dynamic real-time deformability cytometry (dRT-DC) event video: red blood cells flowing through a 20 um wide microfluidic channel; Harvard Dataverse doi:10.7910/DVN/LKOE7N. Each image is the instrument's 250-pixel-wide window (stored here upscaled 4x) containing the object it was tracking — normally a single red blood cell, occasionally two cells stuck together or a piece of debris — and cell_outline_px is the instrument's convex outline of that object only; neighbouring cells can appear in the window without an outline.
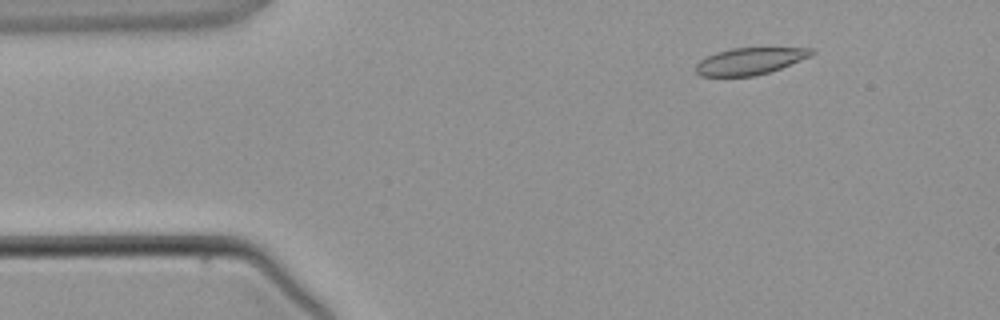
{"species": "common noctule bat (a hibernating species)", "species_latin": "Nyctalus noctula", "temperature_condition": "warm", "stored_images_in_passage": 3, "camera_frame_rate_fps": 3000, "um_per_image_px": 0.085, "animal": {"sex": "male", "body_mass_g": 21.5, "forearm_length_mm": 52.0}, "frame": {"image": 1, "passage_image": 2, "time_ms": 1.333, "image_size_px": [1000, 320], "cell_outline_px": [[816, 52], [812, 56], [780, 68], [756, 76], [700, 76], [696, 72], [696, 64], [700, 60], [716, 52], [732, 48], [812, 48]], "centroid_in_image_um": [63.75, 5.19], "position_along_channel_um": 21.2, "area_um2": 18.03}}
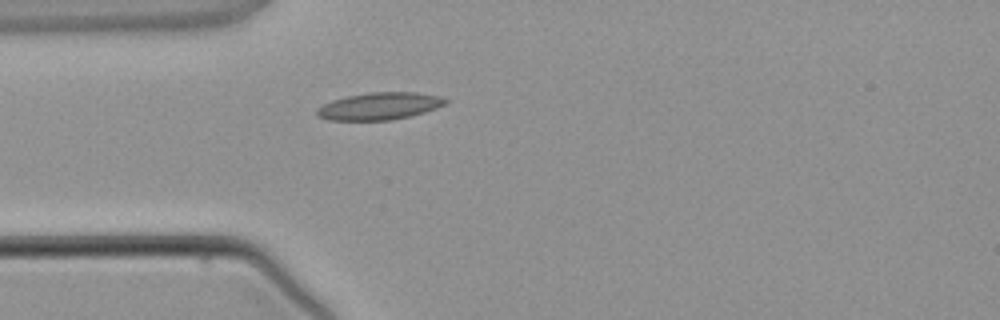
{"frame": {"image": 2, "passage_image": 3, "time_ms": 3.333, "image_size_px": [1000, 320], "cell_outline_px": [[448, 100], [444, 104], [436, 108], [412, 116], [392, 120], [328, 120], [316, 116], [316, 108], [332, 100], [348, 96], [368, 92], [416, 92], [440, 96]], "centroid_in_image_um": [32.23, 9.02], "position_along_channel_um": 52.8, "area_um2": 20.46}}